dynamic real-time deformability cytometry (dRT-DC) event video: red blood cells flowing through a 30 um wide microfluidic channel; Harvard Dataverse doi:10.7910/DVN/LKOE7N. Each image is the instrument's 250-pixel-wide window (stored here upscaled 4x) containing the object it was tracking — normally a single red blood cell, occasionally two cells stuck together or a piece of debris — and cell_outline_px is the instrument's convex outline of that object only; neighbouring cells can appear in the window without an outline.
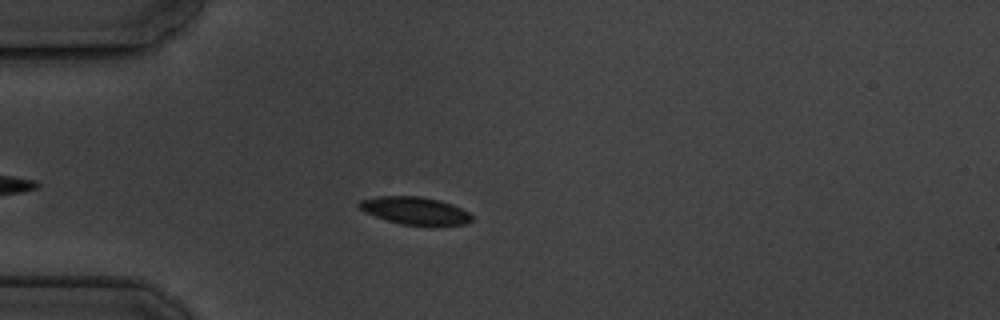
{"species": "common noctule bat (a hibernating species)", "species_latin": "Nyctalus noctula", "temperature_condition": "cold", "stored_images_in_passage": 2, "camera_frame_rate_fps": 3000, "um_per_image_px": 0.085, "animal": {"sex": "male", "body_mass_g": 19.5, "forearm_length_mm": 54.6}, "frame": {"image": 1, "passage_image": 2, "time_ms": 1.0, "image_size_px": [1000, 320], "cell_outline_px": [[472, 220], [464, 224], [432, 228], [400, 224], [364, 212], [356, 204], [360, 200], [376, 196], [420, 196], [440, 200], [452, 204], [468, 212], [472, 216]], "centroid_in_image_um": [35.3, 17.94], "position_along_channel_um": 49.7, "area_um2": 18.67}}